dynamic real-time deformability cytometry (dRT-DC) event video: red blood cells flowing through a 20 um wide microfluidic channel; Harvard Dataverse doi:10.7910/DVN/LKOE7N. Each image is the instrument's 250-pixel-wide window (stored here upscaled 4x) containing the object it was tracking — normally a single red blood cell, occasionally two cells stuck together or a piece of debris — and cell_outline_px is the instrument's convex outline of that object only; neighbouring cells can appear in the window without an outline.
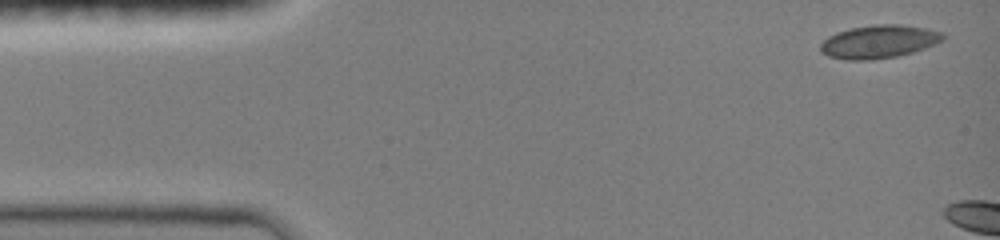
{"species": "common noctule bat (a hibernating species)", "species_latin": "Nyctalus noctula", "temperature_condition": "room temperature", "stored_images_in_passage": 3, "camera_frame_rate_fps": 3000, "um_per_image_px": 0.085, "animal": {"sex": "female", "body_mass_g": 19.0, "forearm_length_mm": 51.5}, "frame": {"image": 1, "passage_image": 1, "time_ms": 0.0, "image_size_px": [1000, 240], "cell_outline_px": [[944, 40], [924, 48], [912, 52], [896, 56], [872, 60], [848, 60], [828, 56], [820, 52], [820, 44], [828, 36], [836, 32], [852, 28], [872, 24], [900, 24], [928, 28], [940, 32], [944, 36]], "centroid_in_image_um": [74.68, 3.53], "position_along_channel_um": 10.3, "area_um2": 23.7}}